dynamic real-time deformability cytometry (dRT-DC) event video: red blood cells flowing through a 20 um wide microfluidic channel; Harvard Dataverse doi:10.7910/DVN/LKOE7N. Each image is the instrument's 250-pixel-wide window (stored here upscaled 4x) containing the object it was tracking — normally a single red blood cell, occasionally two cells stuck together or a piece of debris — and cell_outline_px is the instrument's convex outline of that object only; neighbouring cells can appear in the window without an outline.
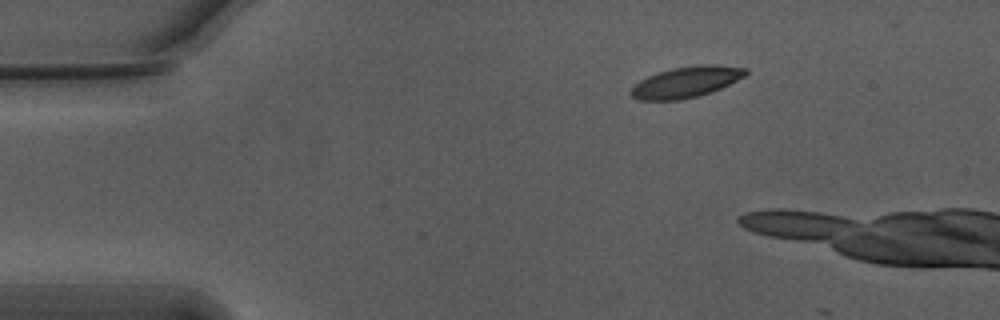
{"species": "Egyptian fruit bat (a non-hibernating species)", "species_latin": "Rousettus aegyptiacus", "temperature_condition": "warm", "stored_images_in_passage": 3, "camera_frame_rate_fps": 3000, "um_per_image_px": 0.085, "animal": {"sex": "male"}, "frame": {"image": 1, "passage_image": 1, "time_ms": 0.0, "image_size_px": [1000, 320], "cell_outline_px": [[748, 72], [744, 76], [712, 92], [700, 96], [680, 100], [640, 100], [632, 96], [628, 92], [640, 80], [648, 76], [672, 68], [704, 64], [716, 64], [748, 68]], "centroid_in_image_um": [58.33, 6.97], "position_along_channel_um": 26.7, "area_um2": 20.63}}